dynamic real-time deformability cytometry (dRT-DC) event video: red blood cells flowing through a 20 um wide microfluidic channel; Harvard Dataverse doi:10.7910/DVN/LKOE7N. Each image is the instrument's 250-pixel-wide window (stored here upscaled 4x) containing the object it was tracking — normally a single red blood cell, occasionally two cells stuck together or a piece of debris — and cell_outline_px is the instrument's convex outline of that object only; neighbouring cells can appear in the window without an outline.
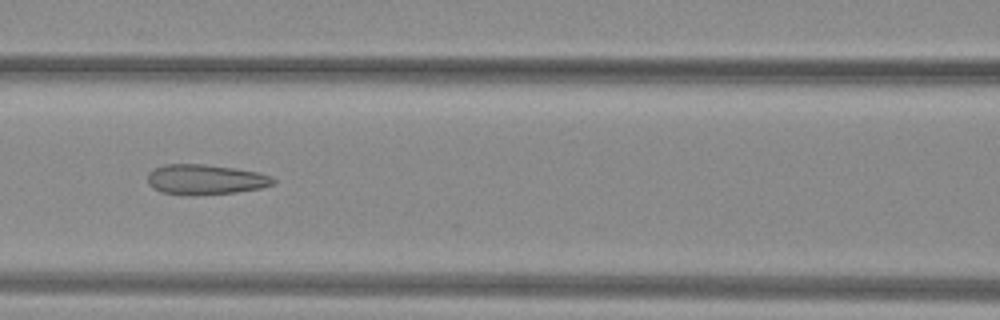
{"species": "common noctule bat (a hibernating species)", "species_latin": "Nyctalus noctula", "temperature_condition": "warm", "stored_images_in_passage": 37, "camera_frame_rate_fps": 3000, "um_per_image_px": 0.085, "animal": {"sex": "female", "body_mass_g": 29.2, "forearm_length_mm": 56.3}, "frame": {"image": 1, "passage_image": 13, "time_ms": 4.0, "image_size_px": [1000, 320], "cell_outline_px": [[276, 184], [260, 188], [236, 192], [196, 196], [184, 196], [160, 192], [152, 188], [148, 184], [148, 172], [164, 164], [204, 164], [260, 172], [272, 176], [276, 180]], "centroid_in_image_um": [17.45, 15.28], "position_along_channel_um": 149.1, "area_um2": 22.48}}
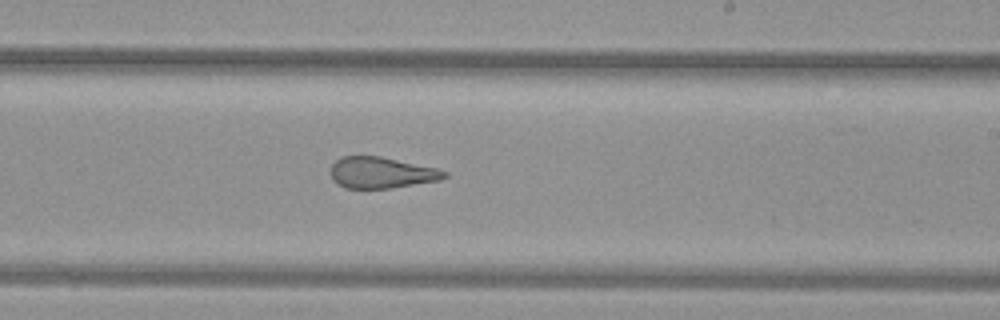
{"frame": {"image": 2, "passage_image": 21, "time_ms": 6.667, "image_size_px": [1000, 320], "cell_outline_px": [[448, 176], [440, 180], [392, 188], [344, 188], [332, 180], [332, 164], [340, 156], [380, 156], [436, 168], [448, 172]], "centroid_in_image_um": [32.42, 14.68], "position_along_channel_um": 256.6, "area_um2": 20.63}}
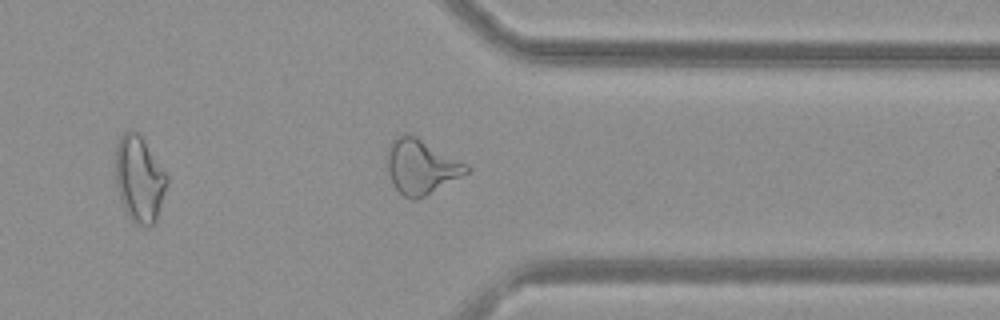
{"frame": {"image": 3, "passage_image": 30, "time_ms": 9.667, "image_size_px": [1000, 320], "cell_outline_px": [[472, 168], [468, 172], [424, 196], [416, 200], [412, 200], [404, 196], [392, 184], [388, 172], [388, 144], [396, 136], [416, 136], [468, 164]], "centroid_in_image_um": [35.79, 14.17], "position_along_channel_um": 375.6, "area_um2": 24.8}, "authors_computed_cell_mechanics": {"area_um2": 22.1952, "velocity_mm_per_s": 4.0417, "shape_relaxation_time_tau1_ms": null, "shape_relaxation_time_tau2_ms": 1.621, "deformation_change_tau1": null, "deformation_change_tau2": 0.1188}}